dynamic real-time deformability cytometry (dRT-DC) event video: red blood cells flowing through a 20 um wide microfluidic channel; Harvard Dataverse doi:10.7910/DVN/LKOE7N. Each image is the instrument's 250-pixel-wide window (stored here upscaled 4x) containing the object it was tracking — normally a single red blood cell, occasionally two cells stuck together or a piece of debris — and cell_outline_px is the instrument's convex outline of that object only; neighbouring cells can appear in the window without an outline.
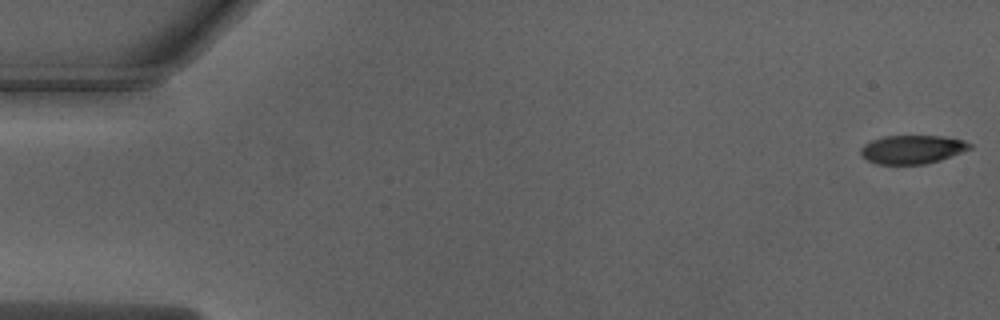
{"species": "Egyptian fruit bat (a non-hibernating species)", "species_latin": "Rousettus aegyptiacus", "temperature_condition": "warm", "stored_images_in_passage": 9, "camera_frame_rate_fps": 3000, "um_per_image_px": 0.085, "animal": {"sex": "male"}, "frame": {"image": 1, "passage_image": 1, "time_ms": 0.0, "image_size_px": [1000, 320], "cell_outline_px": [[972, 148], [940, 160], [924, 164], [876, 164], [868, 160], [860, 152], [860, 148], [864, 144], [872, 140], [884, 136], [944, 136], [964, 140], [972, 144]], "centroid_in_image_um": [77.55, 12.69], "position_along_channel_um": 7.4, "area_um2": 18.09}}